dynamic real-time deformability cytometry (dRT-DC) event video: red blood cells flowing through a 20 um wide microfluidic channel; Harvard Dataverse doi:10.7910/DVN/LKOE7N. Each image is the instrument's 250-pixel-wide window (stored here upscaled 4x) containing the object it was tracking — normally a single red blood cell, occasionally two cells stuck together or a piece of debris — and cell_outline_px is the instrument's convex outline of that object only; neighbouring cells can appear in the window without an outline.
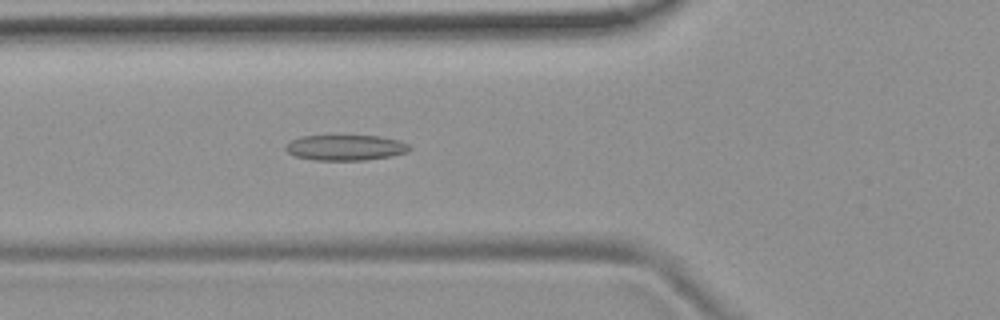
{"species": "common noctule bat (a hibernating species)", "species_latin": "Nyctalus noctula", "temperature_condition": "room temperature", "stored_images_in_passage": 20, "camera_frame_rate_fps": 3000, "um_per_image_px": 0.085, "animal": {"sex": "female", "body_mass_g": 19.9}, "frame": {"image": 1, "passage_image": 5, "time_ms": 1.333, "image_size_px": [1000, 320], "cell_outline_px": [[412, 148], [408, 152], [392, 156], [364, 160], [312, 160], [296, 156], [288, 152], [284, 148], [292, 140], [300, 136], [380, 136], [400, 140], [408, 144]], "centroid_in_image_um": [29.41, 12.55], "position_along_channel_um": 96.4, "area_um2": 18.44}}
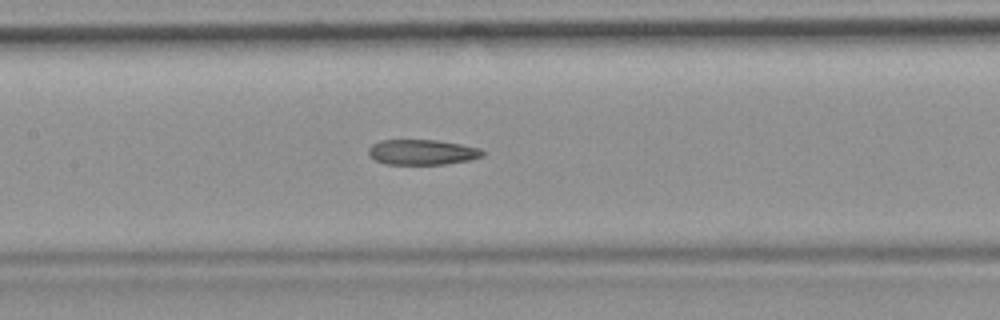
{"frame": {"image": 2, "passage_image": 11, "time_ms": 3.333, "image_size_px": [1000, 320], "cell_outline_px": [[484, 156], [468, 160], [444, 164], [384, 164], [376, 160], [368, 152], [368, 148], [372, 144], [380, 140], [436, 140], [460, 144], [480, 148], [484, 152]], "centroid_in_image_um": [35.88, 12.93], "position_along_channel_um": 171.5, "area_um2": 16.7}}
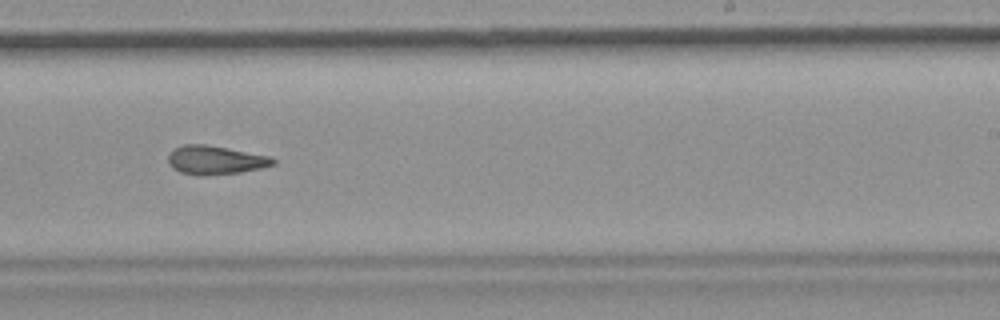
{"frame": {"image": 3, "passage_image": 19, "time_ms": 6.0, "image_size_px": [1000, 320], "cell_outline_px": [[276, 164], [260, 168], [240, 172], [200, 176], [180, 172], [172, 168], [168, 164], [168, 152], [184, 144], [204, 144], [228, 148], [272, 156], [276, 160]], "centroid_in_image_um": [18.3, 13.6], "position_along_channel_um": 270.7, "area_um2": 17.69}}